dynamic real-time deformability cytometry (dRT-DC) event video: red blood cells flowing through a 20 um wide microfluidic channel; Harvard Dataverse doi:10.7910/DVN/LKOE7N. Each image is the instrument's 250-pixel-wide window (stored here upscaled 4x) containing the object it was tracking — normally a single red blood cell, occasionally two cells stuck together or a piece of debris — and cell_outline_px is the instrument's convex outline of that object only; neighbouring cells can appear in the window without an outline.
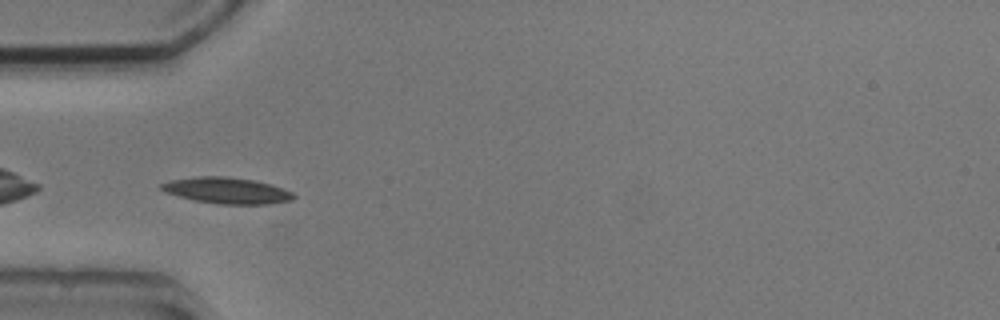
{"species": "common noctule bat (a hibernating species)", "species_latin": "Nyctalus noctula", "temperature_condition": "cold", "stored_images_in_passage": 9, "camera_frame_rate_fps": 3000, "um_per_image_px": 0.085, "animal": {"sex": "male", "body_mass_g": 20.5, "forearm_length_mm": 52.5}, "frame": {"image": 1, "passage_image": 4, "time_ms": 3.667, "image_size_px": [1000, 320], "cell_outline_px": [[296, 196], [292, 200], [268, 204], [216, 204], [196, 200], [164, 192], [160, 188], [160, 184], [172, 180], [196, 176], [224, 176], [256, 180], [292, 192]], "centroid_in_image_um": [19.27, 16.19], "position_along_channel_um": 65.7, "area_um2": 20.0}}